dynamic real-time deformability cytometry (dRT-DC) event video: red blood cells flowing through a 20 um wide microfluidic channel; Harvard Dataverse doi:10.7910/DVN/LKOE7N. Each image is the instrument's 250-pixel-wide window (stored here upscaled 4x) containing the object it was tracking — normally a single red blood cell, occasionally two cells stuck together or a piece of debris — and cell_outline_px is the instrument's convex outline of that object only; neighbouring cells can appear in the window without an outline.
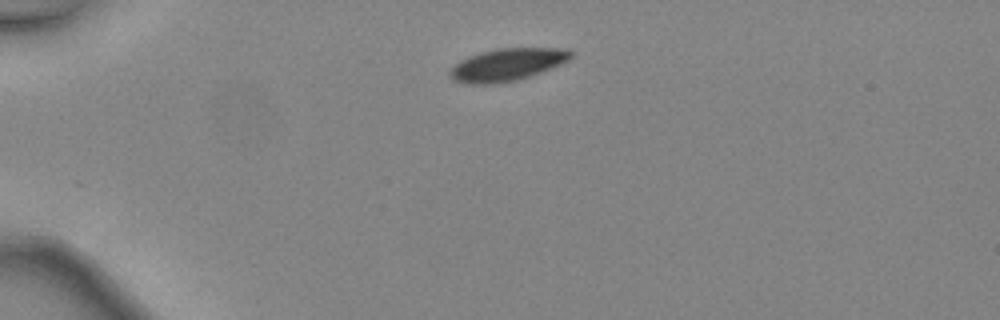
{"species": "common noctule bat (a hibernating species)", "species_latin": "Nyctalus noctula", "temperature_condition": "warm", "stored_images_in_passage": 21, "camera_frame_rate_fps": 3000, "um_per_image_px": 0.085, "animal": {"sex": "female", "body_mass_g": 24.6, "forearm_length_mm": 56.2}, "frame": {"image": 1, "passage_image": 1, "time_ms": 0.0, "image_size_px": [1000, 320], "cell_outline_px": [[572, 56], [568, 60], [560, 64], [540, 72], [516, 80], [496, 84], [464, 84], [452, 80], [448, 72], [460, 60], [468, 56], [480, 52], [496, 48], [556, 48], [572, 52]], "centroid_in_image_um": [43.03, 5.5], "position_along_channel_um": 42.0, "area_um2": 22.72}}
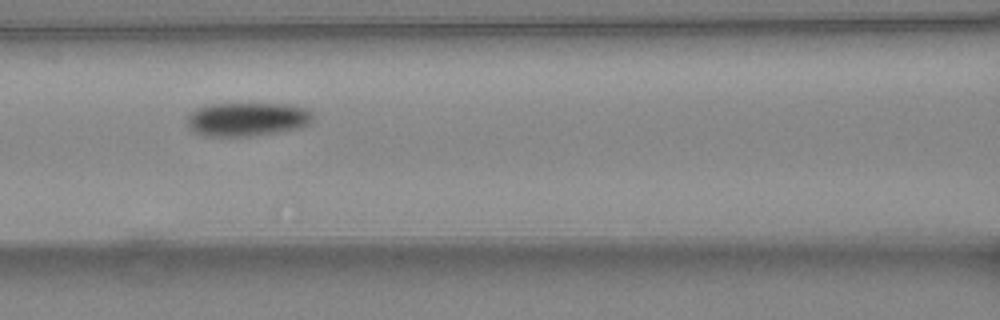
{"frame": {"image": 2, "passage_image": 11, "time_ms": 3.333, "image_size_px": [1000, 320], "cell_outline_px": [[312, 120], [308, 124], [300, 128], [252, 136], [204, 136], [192, 132], [188, 128], [188, 116], [196, 108], [204, 104], [288, 104], [304, 108], [312, 112]], "centroid_in_image_um": [20.97, 10.14], "position_along_channel_um": 145.6, "area_um2": 24.8}}
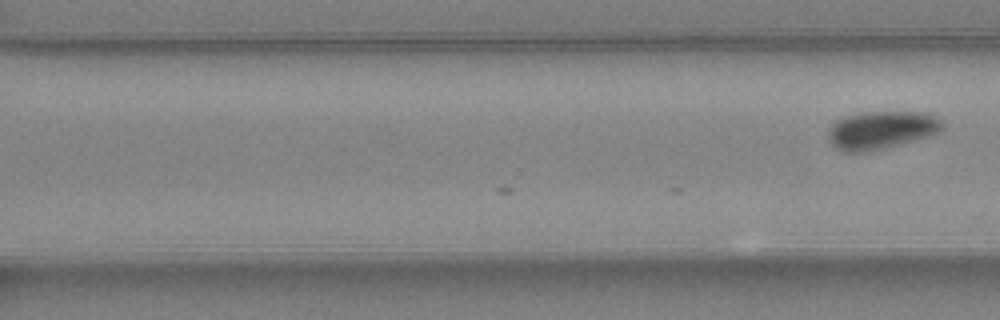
{"frame": {"image": 3, "passage_image": 21, "time_ms": 6.667, "image_size_px": [1000, 320], "cell_outline_px": [[944, 128], [940, 132], [932, 136], [864, 152], [844, 152], [836, 148], [828, 140], [828, 128], [836, 120], [860, 112], [920, 112], [932, 116], [940, 120], [944, 124]], "centroid_in_image_um": [74.89, 11.05], "position_along_channel_um": 295.7, "area_um2": 25.14}}